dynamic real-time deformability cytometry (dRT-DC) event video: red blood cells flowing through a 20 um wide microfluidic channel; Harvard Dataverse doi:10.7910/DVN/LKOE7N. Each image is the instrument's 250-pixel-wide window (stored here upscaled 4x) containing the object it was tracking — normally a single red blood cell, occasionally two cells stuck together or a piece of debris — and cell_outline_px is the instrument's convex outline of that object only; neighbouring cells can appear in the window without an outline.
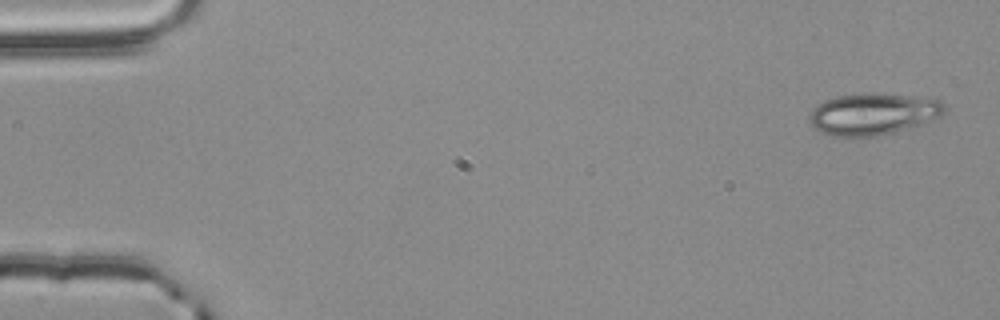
{"species": "common noctule bat (a hibernating species)", "species_latin": "Nyctalus noctula", "temperature_condition": "room temperature", "stored_images_in_passage": 4, "camera_frame_rate_fps": 3000, "um_per_image_px": 0.085, "animal": {"sex": "male", "body_mass_g": 20.4}, "frame": {"image": 1, "passage_image": 1, "time_ms": 0.0, "image_size_px": [1000, 320], "cell_outline_px": [[944, 112], [940, 116], [924, 124], [876, 136], [836, 136], [824, 132], [816, 128], [808, 120], [808, 116], [812, 108], [816, 104], [824, 100], [836, 96], [868, 92], [940, 100], [944, 104]], "centroid_in_image_um": [74.17, 9.68], "position_along_channel_um": 10.8, "area_um2": 32.54}}